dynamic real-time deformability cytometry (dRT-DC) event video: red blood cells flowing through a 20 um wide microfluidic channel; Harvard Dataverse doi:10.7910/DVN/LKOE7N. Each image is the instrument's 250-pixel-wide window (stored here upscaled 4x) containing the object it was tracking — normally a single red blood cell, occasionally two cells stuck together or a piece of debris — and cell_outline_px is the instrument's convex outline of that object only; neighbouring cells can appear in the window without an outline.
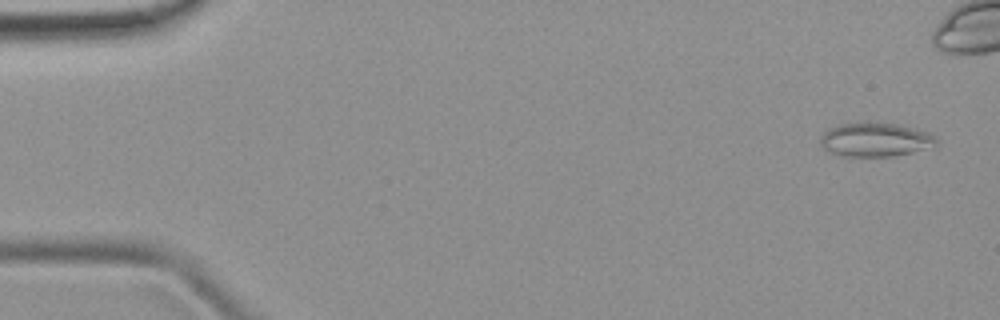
{"species": "common noctule bat (a hibernating species)", "species_latin": "Nyctalus noctula", "temperature_condition": "room temperature", "stored_images_in_passage": 45, "camera_frame_rate_fps": 3000, "um_per_image_px": 0.085, "animal": {"sex": "female", "body_mass_g": 19.9}, "frame": {"image": 1, "passage_image": 2, "time_ms": 0.333, "image_size_px": [1000, 320], "cell_outline_px": [[936, 148], [892, 156], [844, 156], [828, 152], [820, 144], [820, 136], [828, 128], [840, 124], [896, 124], [928, 132], [936, 140]], "centroid_in_image_um": [74.4, 11.9], "position_along_channel_um": 10.6, "area_um2": 22.6}}
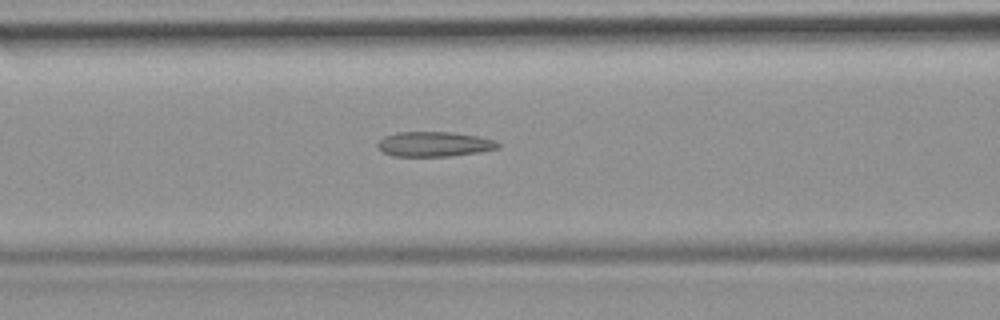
{"frame": {"image": 2, "passage_image": 20, "time_ms": 6.333, "image_size_px": [1000, 320], "cell_outline_px": [[500, 148], [452, 156], [396, 156], [384, 152], [376, 148], [376, 144], [384, 136], [396, 132], [452, 132], [476, 136], [496, 140], [500, 144]], "centroid_in_image_um": [36.89, 12.24], "position_along_channel_um": 129.7, "area_um2": 17.46}}
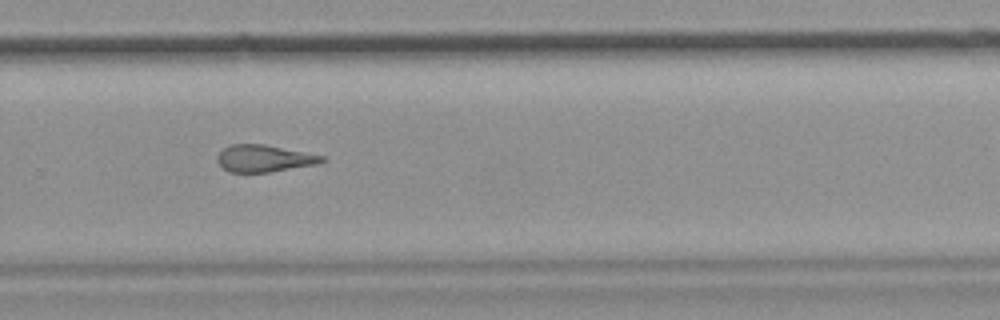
{"frame": {"image": 3, "passage_image": 33, "time_ms": 10.667, "image_size_px": [1000, 320], "cell_outline_px": [[328, 160], [320, 164], [268, 172], [228, 172], [216, 160], [216, 156], [224, 148], [232, 144], [264, 144], [324, 156]], "centroid_in_image_um": [22.48, 13.47], "position_along_channel_um": 307.3, "area_um2": 16.47}}